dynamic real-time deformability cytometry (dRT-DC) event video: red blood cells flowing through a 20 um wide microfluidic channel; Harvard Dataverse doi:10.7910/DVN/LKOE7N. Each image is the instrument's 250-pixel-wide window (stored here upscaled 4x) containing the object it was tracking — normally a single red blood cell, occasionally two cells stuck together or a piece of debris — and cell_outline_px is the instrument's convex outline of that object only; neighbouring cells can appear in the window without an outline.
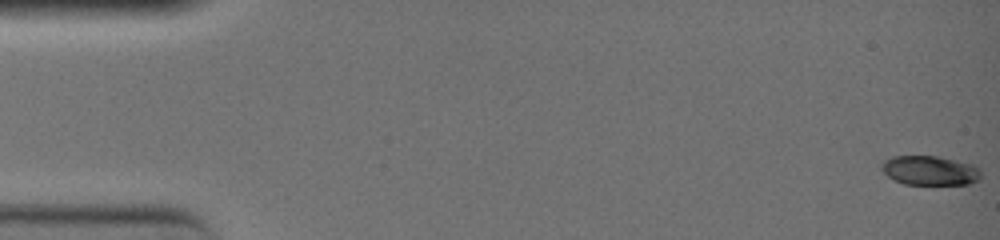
{"species": "common noctule bat (a hibernating species)", "species_latin": "Nyctalus noctula", "temperature_condition": "warm", "stored_images_in_passage": 16, "camera_frame_rate_fps": 3000, "um_per_image_px": 0.085, "animal": {"sex": "female", "body_mass_g": 19.0, "forearm_length_mm": 51.5}, "frame": {"image": 1, "passage_image": 1, "time_ms": 0.0, "image_size_px": [1000, 240], "cell_outline_px": [[980, 180], [968, 184], [904, 184], [892, 180], [880, 168], [880, 164], [884, 160], [892, 156], [936, 156], [972, 164], [980, 168]], "centroid_in_image_um": [79.01, 14.49], "position_along_channel_um": 6.0, "area_um2": 17.11}}
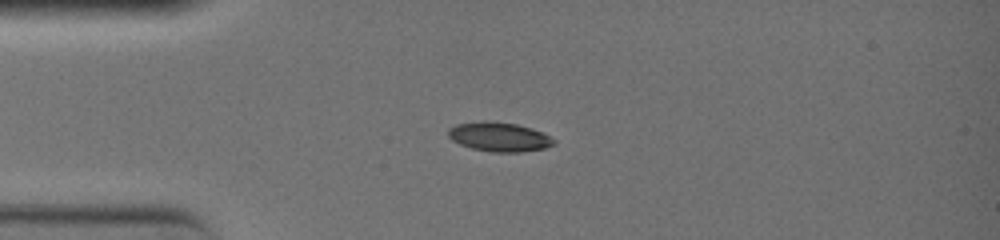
{"frame": {"image": 2, "passage_image": 11, "time_ms": 3.333, "image_size_px": [1000, 240], "cell_outline_px": [[556, 144], [544, 148], [520, 152], [492, 152], [472, 148], [460, 144], [452, 140], [448, 136], [448, 128], [456, 124], [480, 120], [488, 120], [516, 124], [532, 128], [556, 140]], "centroid_in_image_um": [42.4, 11.62], "position_along_channel_um": 42.6, "area_um2": 18.09}}